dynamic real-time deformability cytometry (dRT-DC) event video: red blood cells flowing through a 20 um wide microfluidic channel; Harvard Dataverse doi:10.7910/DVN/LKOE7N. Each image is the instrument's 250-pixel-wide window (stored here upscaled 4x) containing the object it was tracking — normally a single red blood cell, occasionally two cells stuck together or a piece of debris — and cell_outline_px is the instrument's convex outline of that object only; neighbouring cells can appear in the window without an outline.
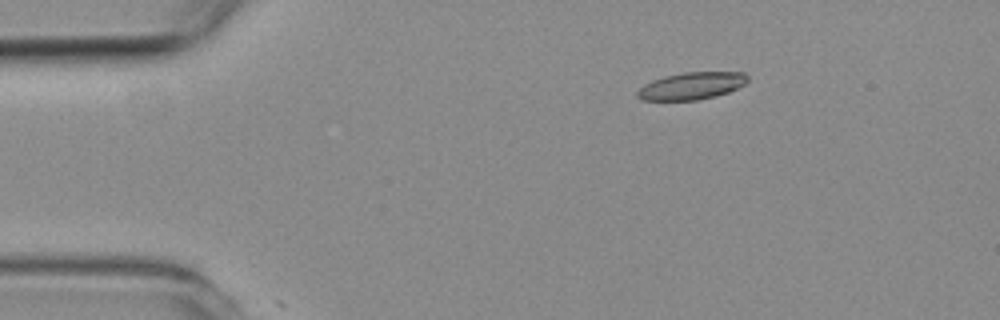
{"species": "common noctule bat (a hibernating species)", "species_latin": "Nyctalus noctula", "temperature_condition": "room temperature", "stored_images_in_passage": 3, "camera_frame_rate_fps": 3000, "um_per_image_px": 0.085, "animal": {"sex": "female", "body_mass_g": 19.3, "forearm_length_mm": 54.1}, "frame": {"image": 1, "passage_image": 1, "time_ms": 0.0, "image_size_px": [1000, 320], "cell_outline_px": [[748, 80], [744, 84], [728, 92], [716, 96], [700, 100], [640, 100], [636, 96], [636, 92], [644, 84], [652, 80], [664, 76], [684, 72], [744, 72], [748, 76]], "centroid_in_image_um": [58.76, 7.3], "position_along_channel_um": 26.2, "area_um2": 17.57}}
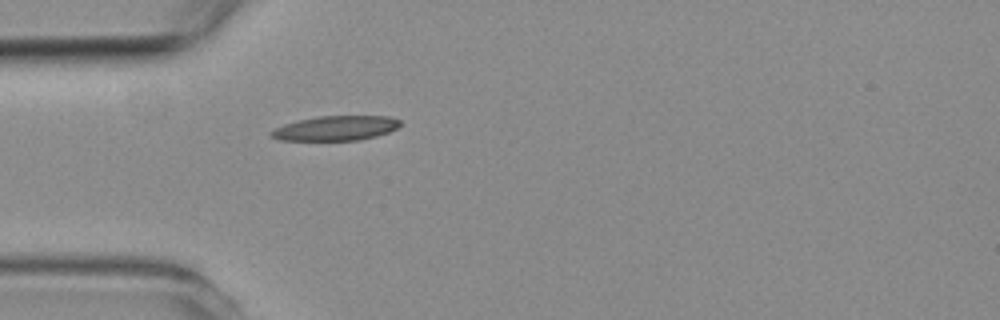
{"frame": {"image": 2, "passage_image": 3, "time_ms": 2.333, "image_size_px": [1000, 320], "cell_outline_px": [[400, 124], [396, 128], [388, 132], [376, 136], [356, 140], [280, 140], [272, 136], [268, 132], [284, 124], [300, 120], [320, 116], [388, 116], [400, 120]], "centroid_in_image_um": [28.54, 10.89], "position_along_channel_um": 56.5, "area_um2": 18.26}}